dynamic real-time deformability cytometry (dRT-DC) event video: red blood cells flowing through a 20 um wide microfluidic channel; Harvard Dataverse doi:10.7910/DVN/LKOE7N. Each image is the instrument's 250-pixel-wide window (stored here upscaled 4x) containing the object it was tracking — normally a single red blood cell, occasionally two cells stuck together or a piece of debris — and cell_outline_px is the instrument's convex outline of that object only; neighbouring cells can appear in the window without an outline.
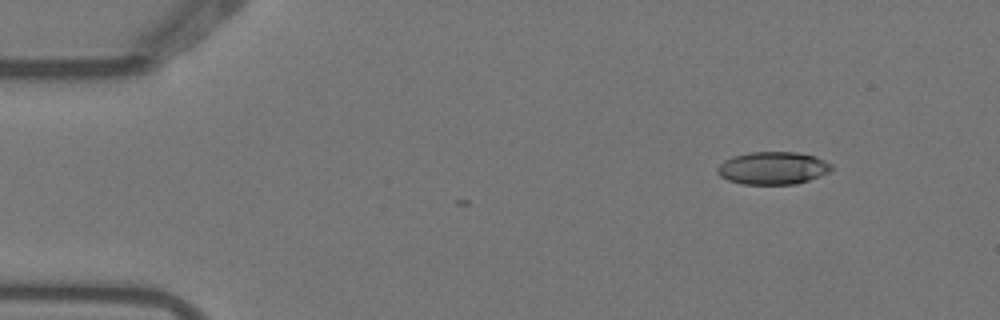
{"species": "Egyptian fruit bat (a non-hibernating species)", "species_latin": "Rousettus aegyptiacus", "temperature_condition": "warm", "stored_images_in_passage": 2, "camera_frame_rate_fps": 3000, "um_per_image_px": 0.085, "animal": {"sex": "female"}, "frame": {"image": 1, "passage_image": 2, "time_ms": 0.333, "image_size_px": [1000, 320], "cell_outline_px": [[832, 172], [796, 184], [744, 184], [728, 180], [720, 176], [716, 172], [716, 168], [724, 160], [732, 156], [748, 152], [796, 152], [816, 156], [832, 164]], "centroid_in_image_um": [65.7, 14.28], "position_along_channel_um": 19.3, "area_um2": 21.91}}